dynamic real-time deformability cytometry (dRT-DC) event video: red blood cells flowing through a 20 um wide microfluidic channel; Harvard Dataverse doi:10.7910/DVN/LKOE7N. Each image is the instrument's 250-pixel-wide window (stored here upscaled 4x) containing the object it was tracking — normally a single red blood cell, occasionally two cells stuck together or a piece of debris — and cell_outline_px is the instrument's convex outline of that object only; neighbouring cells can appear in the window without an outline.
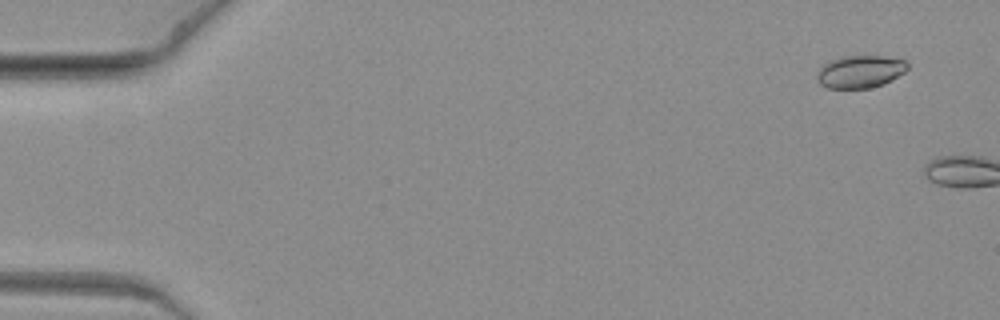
{"species": "common noctule bat (a hibernating species)", "species_latin": "Nyctalus noctula", "temperature_condition": "warm", "stored_images_in_passage": 3, "camera_frame_rate_fps": 3000, "um_per_image_px": 0.085, "animal": {"sex": "female", "body_mass_g": 19.3, "forearm_length_mm": 54.1}, "frame": {"image": 1, "passage_image": 2, "time_ms": 0.333, "image_size_px": [1000, 320], "cell_outline_px": [[908, 68], [904, 72], [884, 84], [868, 88], [828, 88], [820, 84], [816, 80], [816, 76], [820, 68], [828, 60], [840, 56], [884, 56], [904, 60], [908, 64]], "centroid_in_image_um": [73.08, 6.08], "position_along_channel_um": 11.9, "area_um2": 17.22}}